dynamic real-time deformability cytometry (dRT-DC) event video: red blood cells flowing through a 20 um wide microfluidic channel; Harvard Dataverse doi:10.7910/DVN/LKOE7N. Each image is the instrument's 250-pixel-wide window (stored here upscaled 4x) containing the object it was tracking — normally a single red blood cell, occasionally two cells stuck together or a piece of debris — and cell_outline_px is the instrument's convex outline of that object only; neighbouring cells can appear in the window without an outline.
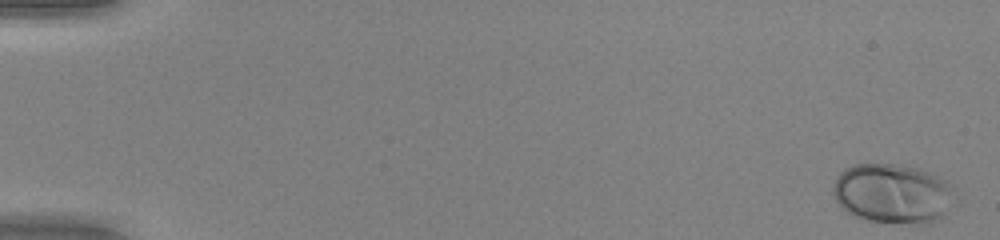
{"species": "human", "species_latin": "Homo sapiens", "temperature_condition": "warm", "stored_images_in_passage": 51, "camera_frame_rate_fps": 3000, "um_per_image_px": 0.085, "donor": {"sex": "female"}, "frame": {"image": 1, "passage_image": 1, "time_ms": 0.0, "image_size_px": [1000, 240], "cell_outline_px": [[952, 192], [948, 208], [940, 220], [932, 224], [920, 224], [868, 220], [856, 216], [848, 212], [836, 200], [832, 192], [832, 188], [836, 176], [844, 168], [856, 164], [900, 164], [916, 168], [940, 176], [948, 180], [952, 184]], "centroid_in_image_um": [75.87, 16.44], "position_along_channel_um": 9.1, "area_um2": 42.31}}
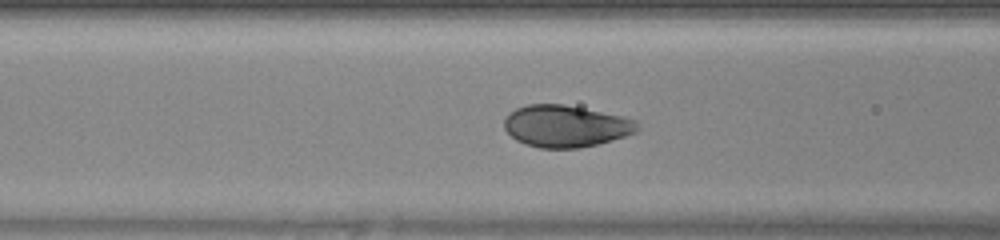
{"frame": {"image": 2, "passage_image": 22, "time_ms": 7.0, "image_size_px": [1000, 240], "cell_outline_px": [[640, 128], [636, 132], [612, 140], [580, 148], [540, 148], [524, 144], [516, 140], [504, 128], [504, 120], [508, 112], [516, 108], [528, 104], [564, 104], [624, 116], [640, 120]], "centroid_in_image_um": [48.11, 10.71], "position_along_channel_um": 118.5, "area_um2": 32.83}}
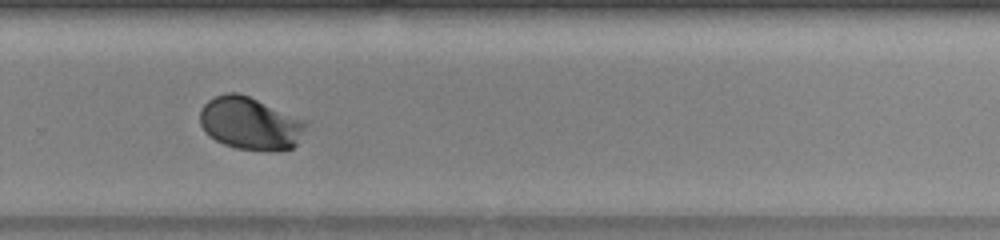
{"frame": {"image": 3, "passage_image": 36, "time_ms": 11.667, "image_size_px": [1000, 240], "cell_outline_px": [[308, 124], [296, 144], [292, 148], [276, 152], [272, 152], [236, 148], [224, 144], [216, 140], [204, 132], [200, 124], [200, 108], [208, 100], [224, 92], [236, 92], [248, 96], [304, 120]], "centroid_in_image_um": [21.24, 10.5], "position_along_channel_um": 308.6, "area_um2": 32.48}, "authors_computed_cell_mechanics": {"area_um2": 32.8304, "velocity_mm_per_s": 4.0857, "shape_relaxation_time_tau1_ms": 2.7423, "shape_relaxation_time_tau2_ms": null, "deformation_change_tau1": 0.1684, "deformation_change_tau2": null}}